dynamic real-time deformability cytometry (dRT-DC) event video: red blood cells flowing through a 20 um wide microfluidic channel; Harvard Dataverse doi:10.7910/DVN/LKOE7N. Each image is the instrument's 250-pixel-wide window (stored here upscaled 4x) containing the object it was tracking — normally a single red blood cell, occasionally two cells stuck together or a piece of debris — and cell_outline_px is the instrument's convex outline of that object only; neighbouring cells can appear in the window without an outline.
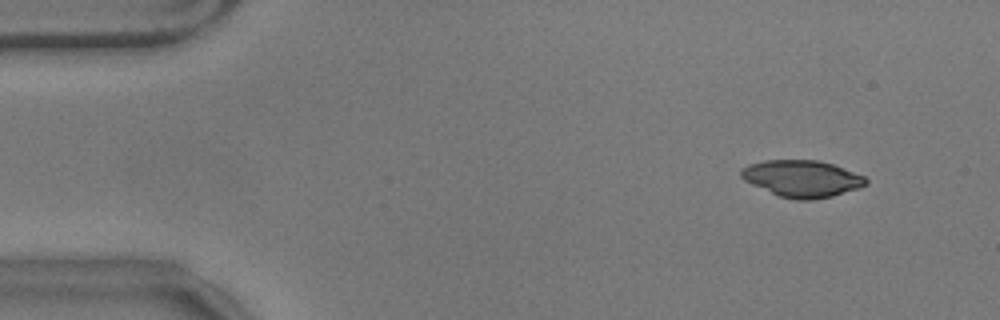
{"species": "common noctule bat (a hibernating species)", "species_latin": "Nyctalus noctula", "temperature_condition": "warm", "stored_images_in_passage": 11, "camera_frame_rate_fps": 3000, "um_per_image_px": 0.085, "animal": {"sex": "male", "body_mass_g": 17.9}, "frame": {"image": 1, "passage_image": 5, "time_ms": 1.333, "image_size_px": [1000, 320], "cell_outline_px": [[868, 184], [860, 188], [832, 196], [812, 200], [796, 200], [776, 196], [744, 180], [740, 176], [740, 168], [748, 164], [764, 160], [816, 160], [832, 164], [864, 176], [868, 180]], "centroid_in_image_um": [68.14, 15.19], "position_along_channel_um": 16.9, "area_um2": 26.93}}